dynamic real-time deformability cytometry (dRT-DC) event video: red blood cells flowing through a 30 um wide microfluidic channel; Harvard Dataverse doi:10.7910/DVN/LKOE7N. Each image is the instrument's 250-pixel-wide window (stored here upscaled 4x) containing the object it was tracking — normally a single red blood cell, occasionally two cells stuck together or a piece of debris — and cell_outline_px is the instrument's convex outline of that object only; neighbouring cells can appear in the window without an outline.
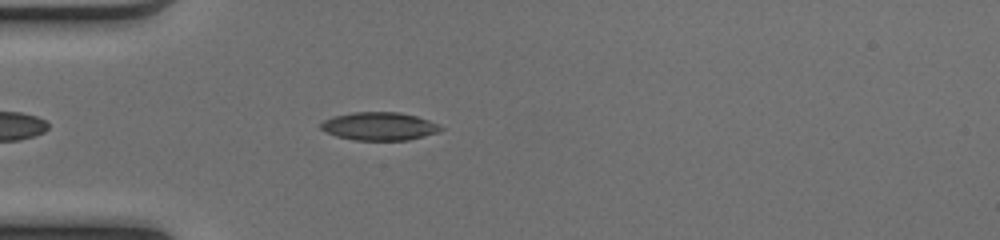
{"species": "common noctule bat (a hibernating species)", "species_latin": "Nyctalus noctula", "temperature_condition": "cold", "stored_images_in_passage": 37, "camera_frame_rate_fps": 3000, "um_per_image_px": 0.085, "animal": {"sex": "female", "body_mass_g": 17.0, "forearm_length_mm": 48.0}, "frame": {"image": 1, "passage_image": 5, "time_ms": 1.333, "image_size_px": [1000, 240], "cell_outline_px": [[444, 128], [440, 132], [408, 140], [352, 140], [336, 136], [320, 128], [320, 124], [324, 120], [332, 116], [352, 112], [400, 112], [416, 116], [440, 124]], "centroid_in_image_um": [32.26, 10.73], "position_along_channel_um": 52.7, "area_um2": 19.77}}
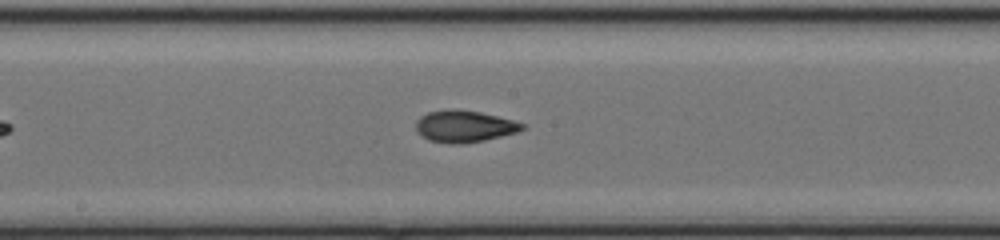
{"frame": {"image": 2, "passage_image": 17, "time_ms": 5.333, "image_size_px": [1000, 240], "cell_outline_px": [[528, 124], [524, 128], [516, 132], [484, 140], [460, 144], [448, 144], [428, 140], [420, 136], [416, 132], [416, 120], [420, 116], [428, 112], [480, 112]], "centroid_in_image_um": [39.45, 10.79], "position_along_channel_um": 208.7, "area_um2": 19.07}}
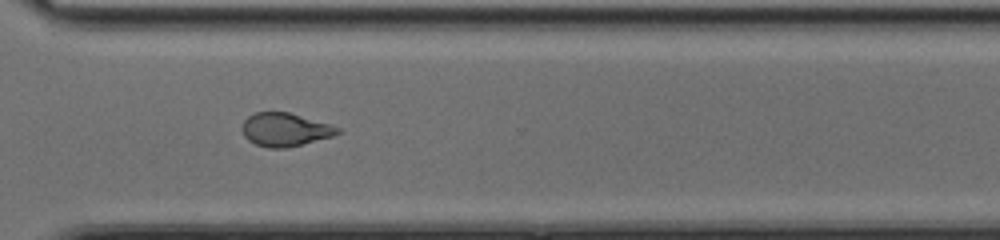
{"frame": {"image": 3, "passage_image": 27, "time_ms": 8.667, "image_size_px": [1000, 240], "cell_outline_px": [[340, 132], [332, 136], [288, 148], [268, 148], [256, 144], [248, 140], [244, 136], [240, 128], [244, 120], [248, 116], [256, 112], [288, 112], [328, 124], [340, 128]], "centroid_in_image_um": [24.17, 11.02], "position_along_channel_um": 346.4, "area_um2": 18.44}, "authors_computed_cell_mechanics": {"area_um2": 19.074, "velocity_mm_per_s": 4.1411, "shape_relaxation_time_tau1_ms": null, "shape_relaxation_time_tau2_ms": 2.0183, "deformation_change_tau1": null, "deformation_change_tau2": 0.0791}}